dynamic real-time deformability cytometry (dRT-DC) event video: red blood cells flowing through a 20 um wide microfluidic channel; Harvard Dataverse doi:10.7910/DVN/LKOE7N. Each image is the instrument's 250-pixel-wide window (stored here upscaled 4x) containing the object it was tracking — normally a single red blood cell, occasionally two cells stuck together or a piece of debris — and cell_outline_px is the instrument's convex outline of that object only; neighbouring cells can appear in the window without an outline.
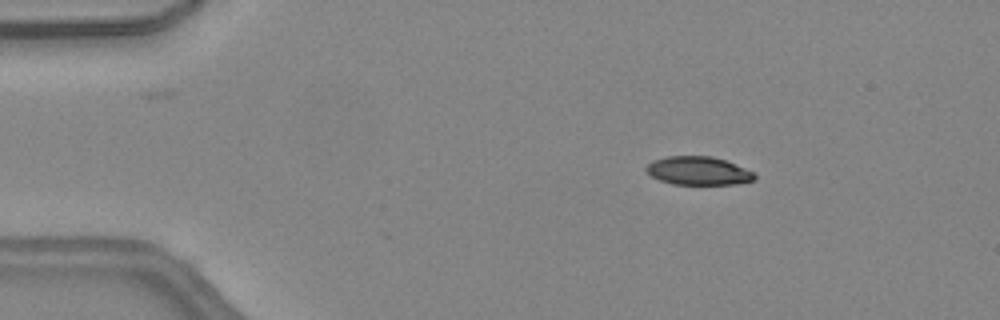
{"species": "common noctule bat (a hibernating species)", "species_latin": "Nyctalus noctula", "temperature_condition": "warm", "stored_images_in_passage": 31, "camera_frame_rate_fps": 3000, "um_per_image_px": 0.085, "animal": {"sex": "female", "body_mass_g": 24.6, "forearm_length_mm": 56.2}, "frame": {"image": 1, "passage_image": 1, "time_ms": 0.0, "image_size_px": [1000, 320], "cell_outline_px": [[756, 180], [736, 184], [672, 184], [660, 180], [652, 176], [644, 168], [652, 160], [668, 156], [712, 156], [724, 160], [756, 172]], "centroid_in_image_um": [59.38, 14.52], "position_along_channel_um": 25.6, "area_um2": 17.98}}
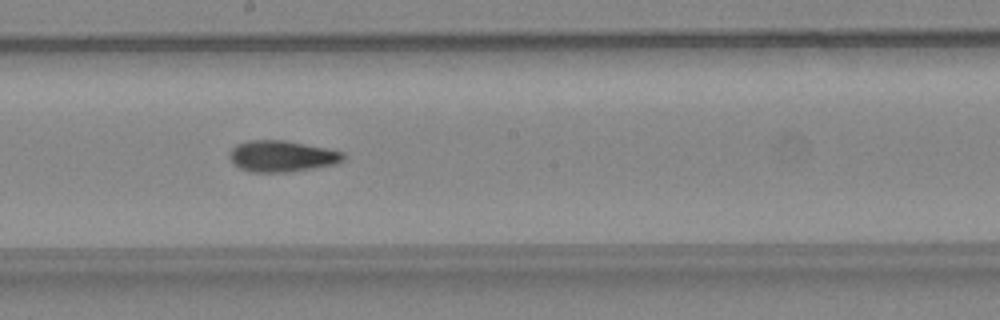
{"frame": {"image": 2, "passage_image": 19, "time_ms": 6.0, "image_size_px": [1000, 320], "cell_outline_px": [[344, 160], [336, 164], [288, 172], [252, 172], [240, 168], [228, 156], [232, 148], [236, 144], [248, 140], [284, 140], [344, 152]], "centroid_in_image_um": [23.95, 13.27], "position_along_channel_um": 224.3, "area_um2": 20.52}}
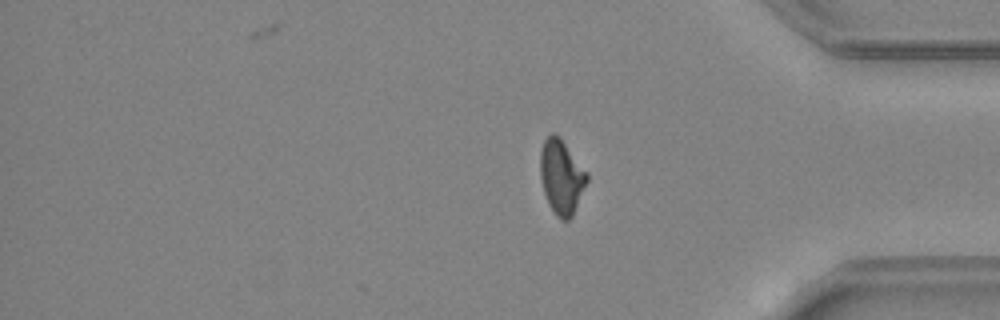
{"frame": {"image": 3, "passage_image": 31, "time_ms": 10.0, "image_size_px": [1000, 320], "cell_outline_px": [[588, 180], [572, 216], [568, 220], [560, 220], [556, 216], [548, 204], [544, 192], [540, 176], [540, 152], [544, 140], [552, 132], [560, 136], [588, 172]], "centroid_in_image_um": [47.72, 15.01], "position_along_channel_um": 387.5, "area_um2": 20.4}, "authors_computed_cell_mechanics": {"area_um2": 20.1722, "velocity_mm_per_s": 4.5211, "shape_relaxation_time_tau1_ms": null, "shape_relaxation_time_tau2_ms": 2.8821, "deformation_change_tau1": null, "deformation_change_tau2": 0.1047}}